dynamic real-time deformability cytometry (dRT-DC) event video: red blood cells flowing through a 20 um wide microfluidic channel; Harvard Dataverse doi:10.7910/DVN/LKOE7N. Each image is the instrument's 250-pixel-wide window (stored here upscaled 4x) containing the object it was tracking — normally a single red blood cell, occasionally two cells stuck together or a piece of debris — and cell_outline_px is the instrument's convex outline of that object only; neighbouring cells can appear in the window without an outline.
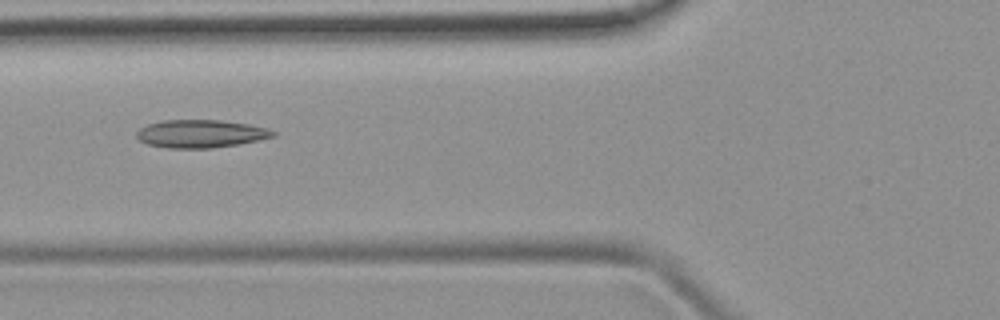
{"species": "common noctule bat (a hibernating species)", "species_latin": "Nyctalus noctula", "temperature_condition": "room temperature", "stored_images_in_passage": 5, "camera_frame_rate_fps": 3000, "um_per_image_px": 0.085, "animal": {"sex": "female", "body_mass_g": 19.9}, "frame": {"image": 1, "passage_image": 5, "time_ms": 4.333, "image_size_px": [1000, 320], "cell_outline_px": [[276, 136], [240, 144], [212, 148], [168, 148], [148, 144], [140, 140], [136, 136], [136, 132], [140, 128], [148, 124], [160, 120], [220, 120], [248, 124], [268, 128], [276, 132]], "centroid_in_image_um": [17.07, 11.36], "position_along_channel_um": 108.7, "area_um2": 22.25}}